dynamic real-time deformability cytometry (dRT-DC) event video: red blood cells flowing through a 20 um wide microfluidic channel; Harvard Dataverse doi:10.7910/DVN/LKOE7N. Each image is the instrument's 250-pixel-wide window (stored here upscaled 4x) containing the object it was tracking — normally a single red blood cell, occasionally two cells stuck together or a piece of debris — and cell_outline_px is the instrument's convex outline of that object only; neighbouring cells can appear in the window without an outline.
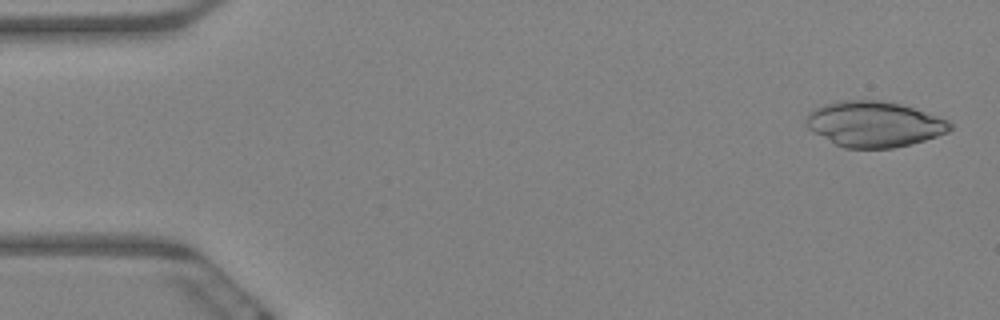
{"species": "Egyptian fruit bat (a non-hibernating species)", "species_latin": "Rousettus aegyptiacus", "temperature_condition": "warm", "stored_images_in_passage": 59, "camera_frame_rate_fps": 3000, "um_per_image_px": 0.085, "animal": {"sex": "female"}, "frame": {"image": 1, "passage_image": 2, "time_ms": 0.333, "image_size_px": [1000, 320], "cell_outline_px": [[952, 128], [948, 132], [912, 144], [892, 148], [844, 148], [836, 144], [808, 128], [804, 124], [804, 120], [808, 112], [824, 104], [836, 100], [880, 100], [900, 104], [948, 120], [952, 124]], "centroid_in_image_um": [74.27, 10.54], "position_along_channel_um": 10.7, "area_um2": 38.09}}